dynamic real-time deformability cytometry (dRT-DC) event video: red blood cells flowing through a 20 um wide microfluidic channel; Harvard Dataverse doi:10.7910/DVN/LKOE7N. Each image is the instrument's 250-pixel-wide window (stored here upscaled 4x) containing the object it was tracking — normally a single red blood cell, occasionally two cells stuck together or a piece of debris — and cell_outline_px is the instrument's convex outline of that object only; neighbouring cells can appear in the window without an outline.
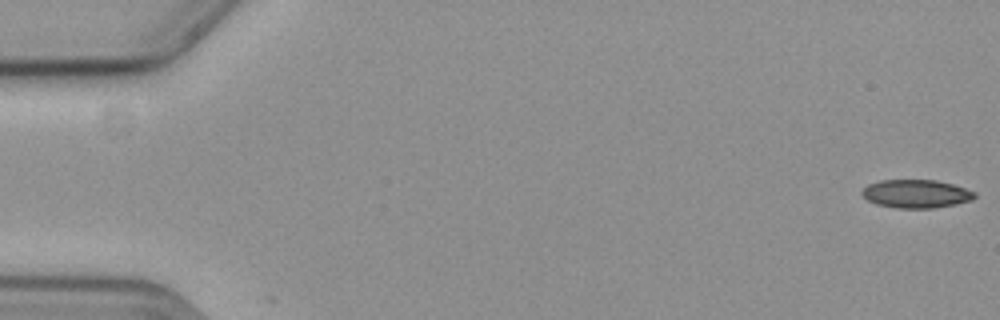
{"species": "common noctule bat (a hibernating species)", "species_latin": "Nyctalus noctula", "temperature_condition": "cold", "stored_images_in_passage": 2, "camera_frame_rate_fps": 3000, "um_per_image_px": 0.085, "animal": {"sex": "female", "body_mass_g": 19.3, "forearm_length_mm": 54.1}, "frame": {"image": 1, "passage_image": 1, "time_ms": 0.0, "image_size_px": [1000, 320], "cell_outline_px": [[976, 196], [972, 200], [932, 208], [896, 208], [876, 204], [868, 200], [860, 192], [868, 184], [880, 180], [936, 180], [952, 184], [976, 192]], "centroid_in_image_um": [77.85, 16.46], "position_along_channel_um": 7.2, "area_um2": 18.44}}